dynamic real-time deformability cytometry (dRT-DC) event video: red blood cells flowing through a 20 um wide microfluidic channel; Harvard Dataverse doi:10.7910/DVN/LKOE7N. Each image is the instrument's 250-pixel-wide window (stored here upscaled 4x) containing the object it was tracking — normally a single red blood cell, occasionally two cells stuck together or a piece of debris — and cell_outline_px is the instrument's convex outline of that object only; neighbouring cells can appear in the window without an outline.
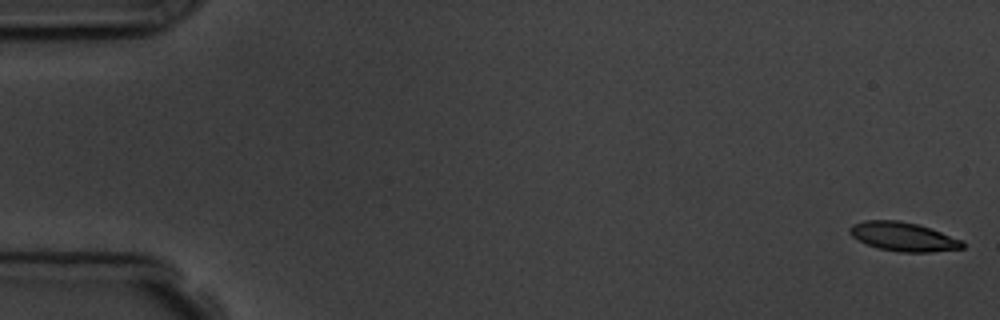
{"species": "common noctule bat (a hibernating species)", "species_latin": "Nyctalus noctula", "temperature_condition": "room temperature", "stored_images_in_passage": 7, "camera_frame_rate_fps": 3000, "um_per_image_px": 0.085, "animal": {"sex": "male", "body_mass_g": 19.5, "forearm_length_mm": 54.6}, "frame": {"image": 1, "passage_image": 1, "time_ms": 0.0, "image_size_px": [1000, 320], "cell_outline_px": [[964, 248], [932, 252], [900, 252], [880, 248], [868, 244], [852, 236], [848, 232], [848, 228], [852, 224], [864, 220], [900, 220], [920, 224], [964, 240]], "centroid_in_image_um": [76.81, 20.1], "position_along_channel_um": 8.2, "area_um2": 19.19}}